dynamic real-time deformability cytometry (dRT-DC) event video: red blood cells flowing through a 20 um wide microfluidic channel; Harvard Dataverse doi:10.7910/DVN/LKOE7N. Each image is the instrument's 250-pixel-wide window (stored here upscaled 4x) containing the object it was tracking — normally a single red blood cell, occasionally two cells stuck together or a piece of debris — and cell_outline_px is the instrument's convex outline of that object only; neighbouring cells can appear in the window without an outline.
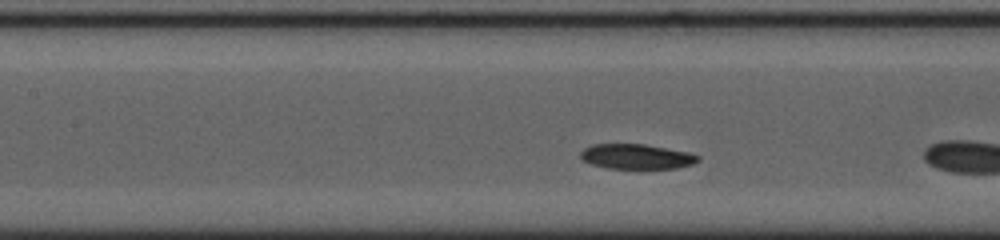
{"species": "common noctule bat (a hibernating species)", "species_latin": "Nyctalus noctula", "temperature_condition": "cold", "stored_images_in_passage": 17, "camera_frame_rate_fps": 3000, "um_per_image_px": 0.085, "animal": {"sex": "female", "body_mass_g": 23.0, "forearm_length_mm": 53.4}, "frame": {"image": 1, "passage_image": 6, "time_ms": 1.667, "image_size_px": [1000, 240], "cell_outline_px": [[700, 160], [692, 164], [676, 168], [608, 168], [592, 164], [580, 160], [580, 152], [584, 148], [592, 144], [644, 144], [688, 152], [700, 156]], "centroid_in_image_um": [54.07, 13.3], "position_along_channel_um": 153.3, "area_um2": 17.05}}